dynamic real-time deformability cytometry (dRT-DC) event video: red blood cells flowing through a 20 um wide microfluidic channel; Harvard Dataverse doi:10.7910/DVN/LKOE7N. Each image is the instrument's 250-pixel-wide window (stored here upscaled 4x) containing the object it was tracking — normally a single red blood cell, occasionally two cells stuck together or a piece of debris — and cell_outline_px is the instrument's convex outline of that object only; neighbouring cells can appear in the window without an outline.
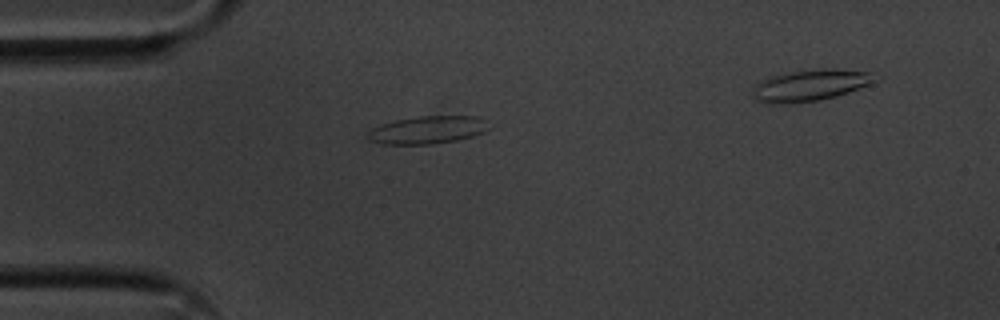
{"species": "common noctule bat (a hibernating species)", "species_latin": "Nyctalus noctula", "temperature_condition": "cold", "stored_images_in_passage": 41, "segment_of_instrument_passage": [1, 2], "camera_frame_rate_fps": 3000, "um_per_image_px": 0.085, "animal": {"sex": "male", "body_mass_g": 20.1, "forearm_length_mm": 53.5}, "frame": {"image": 1, "passage_image": 4, "time_ms": 1.0, "image_size_px": [1000, 320], "cell_outline_px": [[488, 128], [484, 132], [472, 136], [456, 140], [432, 144], [384, 144], [368, 140], [364, 136], [372, 128], [380, 124], [396, 120], [420, 116], [480, 116], [484, 120]], "centroid_in_image_um": [36.29, 11.04], "position_along_channel_um": 48.7, "area_um2": 19.54}}
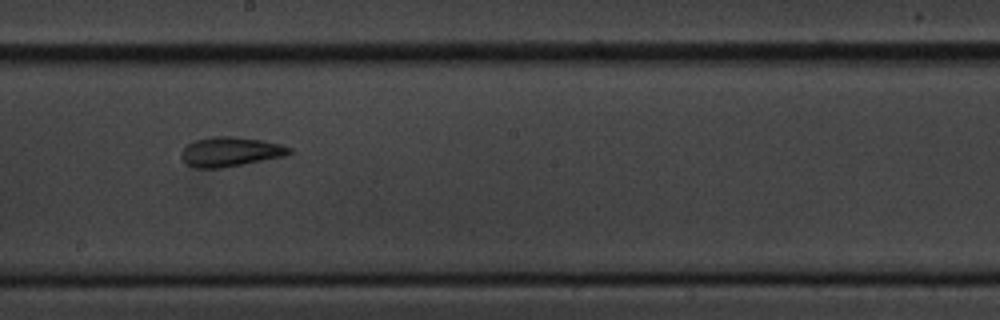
{"frame": {"image": 2, "passage_image": 20, "time_ms": 6.333, "image_size_px": [1000, 320], "cell_outline_px": [[292, 152], [288, 156], [244, 164], [220, 168], [196, 168], [188, 164], [180, 156], [180, 152], [188, 144], [196, 140], [212, 136], [232, 136], [264, 140], [280, 144], [292, 148]], "centroid_in_image_um": [19.63, 12.89], "position_along_channel_um": 228.6, "area_um2": 18.73}}
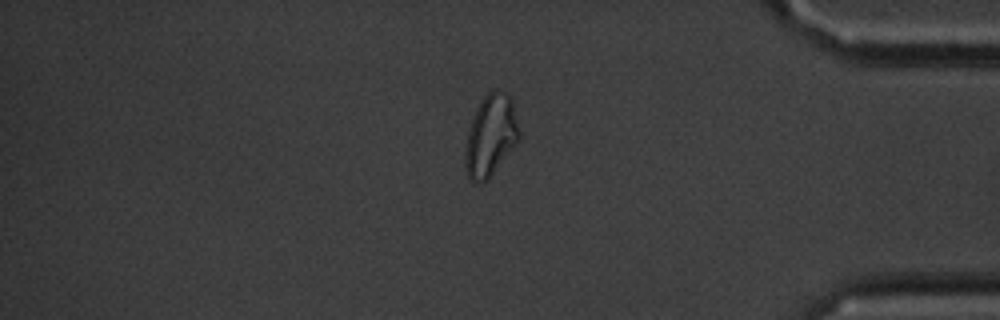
{"frame": {"image": 3, "passage_image": 36, "time_ms": 11.667, "image_size_px": [1000, 320], "cell_outline_px": [[520, 140], [488, 180], [480, 184], [472, 180], [468, 176], [464, 164], [464, 152], [468, 132], [472, 120], [484, 96], [492, 88], [496, 88], [508, 92], [512, 100], [520, 132]], "centroid_in_image_um": [41.73, 11.53], "position_along_channel_um": 393.5, "area_um2": 25.84}}